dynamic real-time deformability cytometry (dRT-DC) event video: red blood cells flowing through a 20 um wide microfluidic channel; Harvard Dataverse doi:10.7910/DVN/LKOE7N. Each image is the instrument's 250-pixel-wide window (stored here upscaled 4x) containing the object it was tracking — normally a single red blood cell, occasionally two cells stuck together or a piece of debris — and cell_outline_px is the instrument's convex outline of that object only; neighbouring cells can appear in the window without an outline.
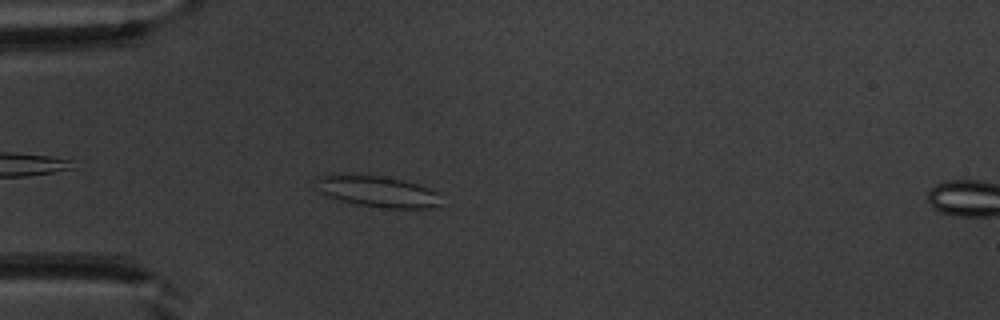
{"species": "common noctule bat (a hibernating species)", "species_latin": "Nyctalus noctula", "temperature_condition": "warm", "stored_images_in_passage": 41, "camera_frame_rate_fps": 3000, "um_per_image_px": 0.085, "animal": {"sex": "male", "body_mass_g": 20.1, "forearm_length_mm": 53.5}, "frame": {"image": 1, "passage_image": 5, "time_ms": 1.333, "image_size_px": [1000, 320], "cell_outline_px": [[440, 208], [380, 208], [356, 204], [340, 200], [328, 196], [320, 192], [316, 180], [320, 176], [332, 172], [384, 176], [404, 180], [440, 192]], "centroid_in_image_um": [32.1, 16.26], "position_along_channel_um": 52.9, "area_um2": 23.29}}
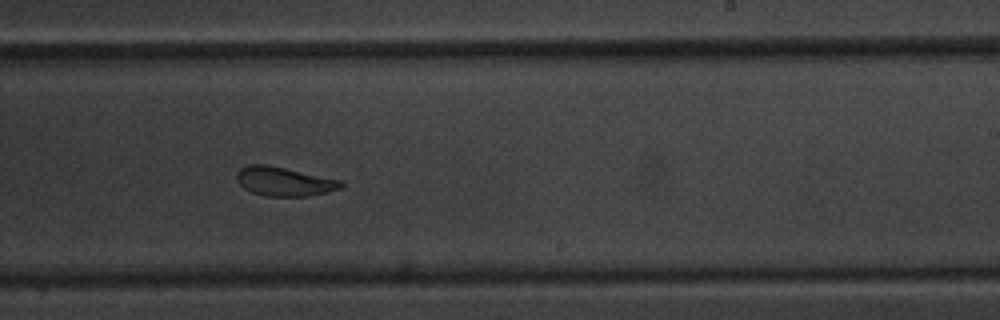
{"frame": {"image": 2, "passage_image": 22, "time_ms": 7.0, "image_size_px": [1000, 320], "cell_outline_px": [[344, 188], [328, 192], [308, 196], [268, 196], [252, 192], [244, 188], [236, 180], [236, 172], [240, 168], [248, 164], [264, 164], [344, 180]], "centroid_in_image_um": [24.19, 15.42], "position_along_channel_um": 264.8, "area_um2": 17.8}}
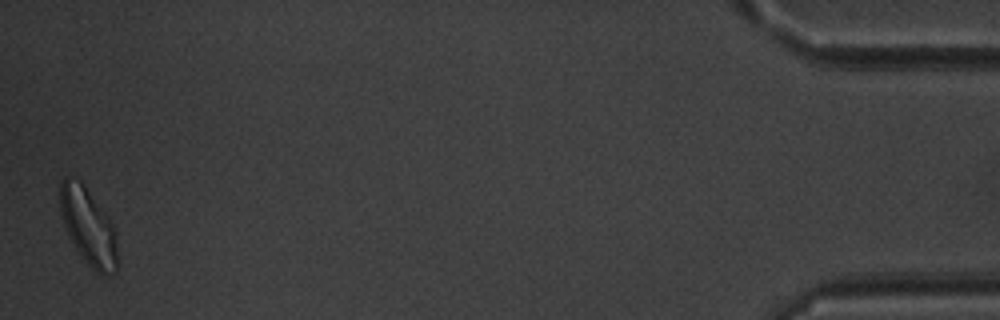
{"frame": {"image": 3, "passage_image": 41, "time_ms": 13.333, "image_size_px": [1000, 320], "cell_outline_px": [[116, 272], [112, 276], [100, 276], [80, 256], [68, 236], [60, 212], [60, 180], [64, 176], [72, 176], [80, 180], [108, 216], [112, 224], [116, 244]], "centroid_in_image_um": [7.48, 19.26], "position_along_channel_um": 427.7, "area_um2": 25.78}, "authors_computed_cell_mechanics": {"area_um2": 19.074, "velocity_mm_per_s": 3.9296, "shape_relaxation_time_tau1_ms": 8.4894, "shape_relaxation_time_tau2_ms": 2.5797, "deformation_change_tau1": 0.1627, "deformation_change_tau2": 0.0985}}